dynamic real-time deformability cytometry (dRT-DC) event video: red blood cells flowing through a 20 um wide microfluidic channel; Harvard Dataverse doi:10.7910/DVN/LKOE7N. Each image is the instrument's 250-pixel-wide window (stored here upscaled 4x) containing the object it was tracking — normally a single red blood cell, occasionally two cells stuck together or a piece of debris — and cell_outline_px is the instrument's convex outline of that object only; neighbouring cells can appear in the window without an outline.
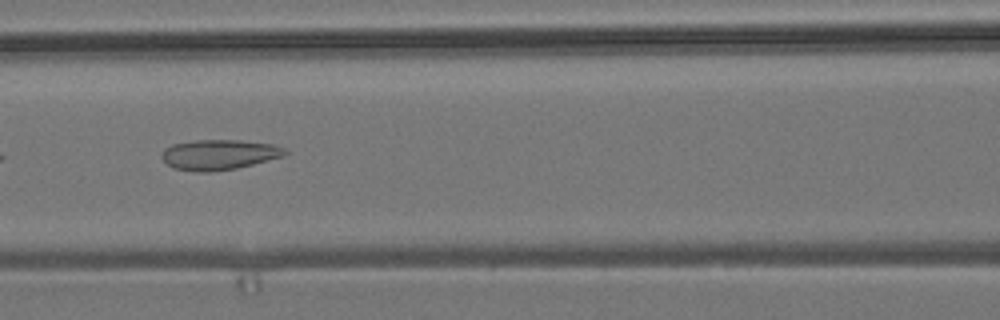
{"species": "common noctule bat (a hibernating species)", "species_latin": "Nyctalus noctula", "temperature_condition": "room temperature", "stored_images_in_passage": 7, "camera_frame_rate_fps": 3000, "um_per_image_px": 0.085, "animal": {"sex": "male", "body_mass_g": 19.2, "forearm_length_mm": 51.8}, "frame": {"image": 1, "passage_image": 4, "time_ms": 4.333, "image_size_px": [1000, 320], "cell_outline_px": [[288, 152], [284, 156], [236, 168], [212, 172], [196, 172], [176, 168], [168, 164], [160, 156], [164, 148], [172, 144], [196, 140], [240, 140], [272, 144], [284, 148]], "centroid_in_image_um": [18.61, 13.14], "position_along_channel_um": 148.0, "area_um2": 21.62}}
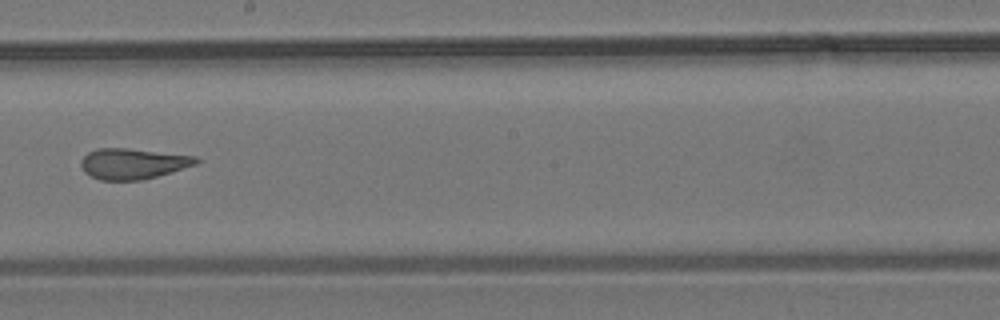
{"frame": {"image": 2, "passage_image": 6, "time_ms": 6.667, "image_size_px": [1000, 320], "cell_outline_px": [[200, 160], [196, 164], [144, 180], [100, 180], [84, 172], [80, 164], [80, 160], [88, 152], [96, 148], [128, 148], [196, 156]], "centroid_in_image_um": [11.27, 13.9], "position_along_channel_um": 236.9, "area_um2": 20.58}}
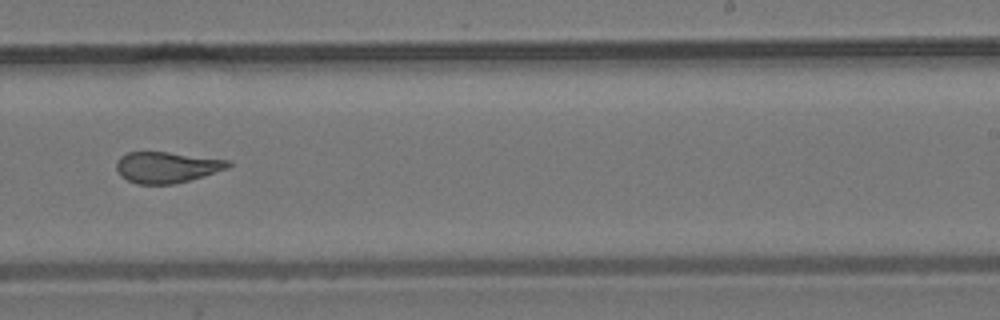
{"frame": {"image": 3, "passage_image": 7, "time_ms": 7.667, "image_size_px": [1000, 320], "cell_outline_px": [[232, 164], [228, 168], [204, 176], [172, 184], [136, 184], [120, 176], [116, 168], [116, 164], [120, 156], [128, 152], [168, 152], [232, 160]], "centroid_in_image_um": [14.19, 14.21], "position_along_channel_um": 274.8, "area_um2": 20.29}}